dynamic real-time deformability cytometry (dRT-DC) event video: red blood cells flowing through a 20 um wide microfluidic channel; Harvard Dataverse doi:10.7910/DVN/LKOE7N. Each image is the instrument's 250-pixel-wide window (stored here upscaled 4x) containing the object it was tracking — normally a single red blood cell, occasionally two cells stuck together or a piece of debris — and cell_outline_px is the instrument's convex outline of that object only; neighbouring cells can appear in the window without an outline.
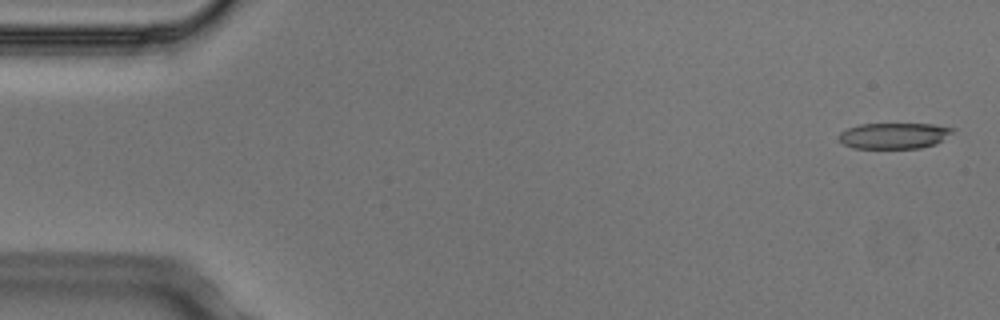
{"species": "Egyptian fruit bat (a non-hibernating species)", "species_latin": "Rousettus aegyptiacus", "temperature_condition": "cold", "stored_images_in_passage": 6, "camera_frame_rate_fps": 3000, "um_per_image_px": 0.085, "animal": {"sex": "male"}, "frame": {"image": 1, "passage_image": 1, "time_ms": 0.0, "image_size_px": [1000, 320], "cell_outline_px": [[956, 128], [952, 132], [936, 144], [920, 148], [852, 148], [844, 144], [840, 140], [840, 132], [848, 128], [860, 124], [932, 124]], "centroid_in_image_um": [76.0, 11.53], "position_along_channel_um": 9.0, "area_um2": 17.05}}
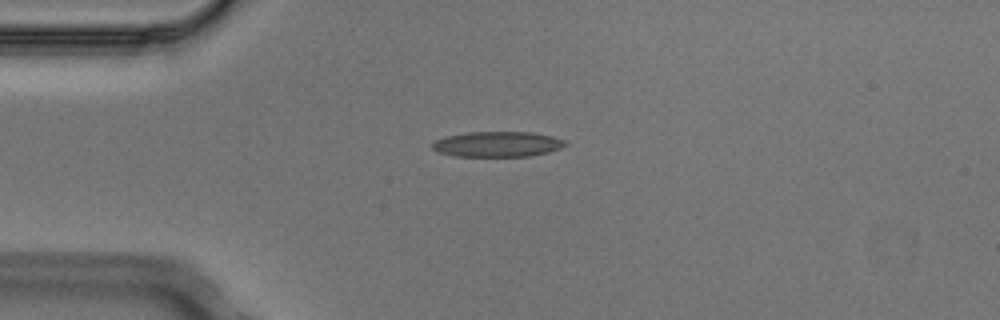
{"frame": {"image": 2, "passage_image": 4, "time_ms": 1.0, "image_size_px": [1000, 320], "cell_outline_px": [[568, 144], [560, 148], [548, 152], [532, 156], [452, 156], [440, 152], [432, 148], [432, 144], [436, 140], [444, 136], [468, 132], [532, 132], [552, 136], [568, 140]], "centroid_in_image_um": [42.32, 12.25], "position_along_channel_um": 42.7, "area_um2": 19.77}}
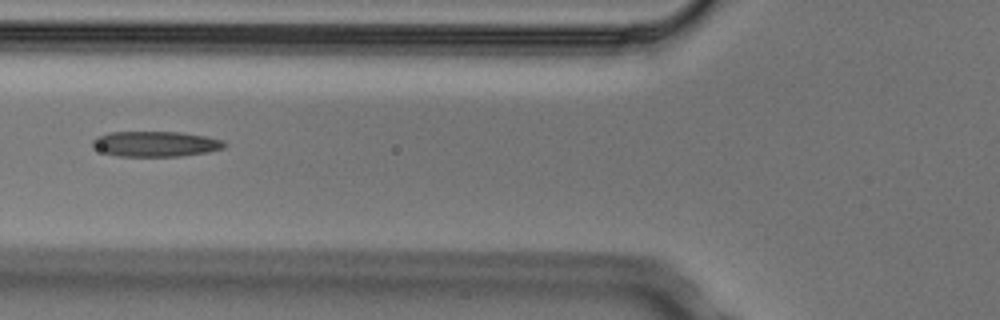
{"frame": {"image": 3, "passage_image": 6, "time_ms": 1.667, "image_size_px": [1000, 320], "cell_outline_px": [[228, 144], [224, 148], [208, 152], [180, 156], [116, 156], [92, 148], [92, 140], [96, 136], [108, 132], [180, 132], [208, 136], [224, 140]], "centroid_in_image_um": [13.23, 12.23], "position_along_channel_um": 112.6, "area_um2": 19.77}}